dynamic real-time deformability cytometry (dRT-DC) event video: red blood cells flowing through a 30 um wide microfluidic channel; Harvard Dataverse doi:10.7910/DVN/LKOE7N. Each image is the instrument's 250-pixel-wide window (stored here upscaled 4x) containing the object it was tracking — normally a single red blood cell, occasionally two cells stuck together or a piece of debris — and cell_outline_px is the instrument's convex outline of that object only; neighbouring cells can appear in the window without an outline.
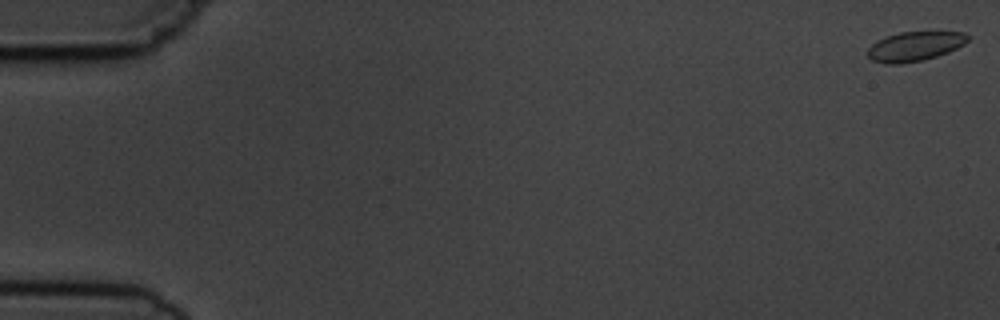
{"species": "common noctule bat (a hibernating species)", "species_latin": "Nyctalus noctula", "temperature_condition": "cold", "stored_images_in_passage": 8, "camera_frame_rate_fps": 3000, "um_per_image_px": 0.085, "animal": {"sex": "male", "body_mass_g": 19.5, "forearm_length_mm": 54.6}, "frame": {"image": 1, "passage_image": 1, "time_ms": 0.0, "image_size_px": [1000, 320], "cell_outline_px": [[972, 36], [964, 44], [948, 52], [924, 60], [900, 64], [884, 64], [872, 60], [868, 56], [868, 48], [876, 40], [900, 32], [936, 28], [964, 32]], "centroid_in_image_um": [77.84, 3.87], "position_along_channel_um": 7.2, "area_um2": 18.15}}
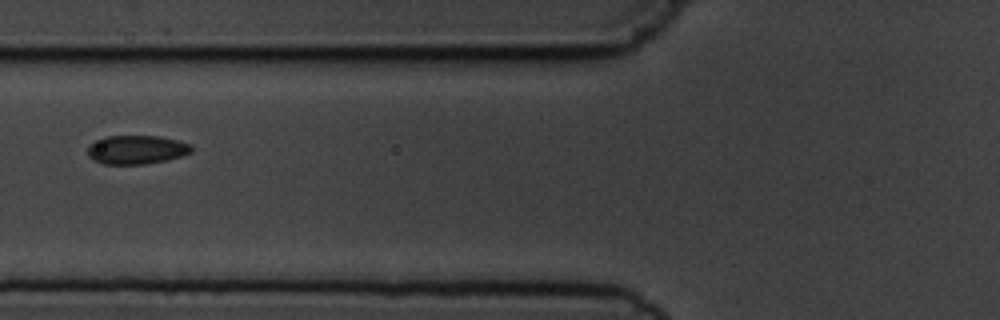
{"frame": {"image": 2, "passage_image": 7, "time_ms": 7.0, "image_size_px": [1000, 320], "cell_outline_px": [[192, 152], [168, 160], [144, 164], [104, 164], [92, 160], [88, 156], [88, 144], [104, 136], [160, 136], [192, 144]], "centroid_in_image_um": [11.58, 12.72], "position_along_channel_um": 114.2, "area_um2": 17.57}}
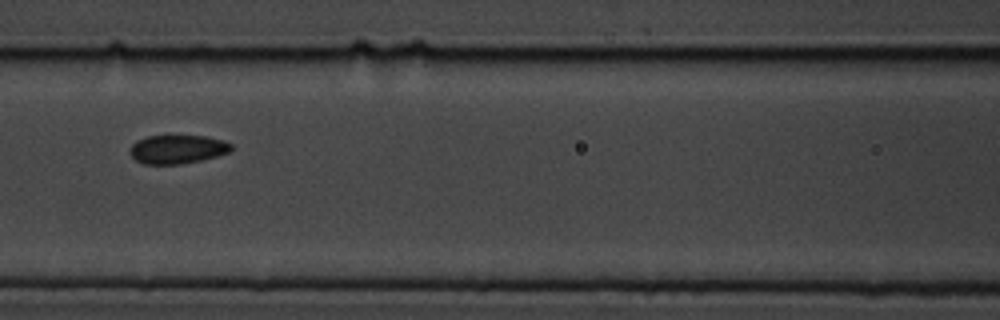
{"frame": {"image": 3, "passage_image": 8, "time_ms": 8.0, "image_size_px": [1000, 320], "cell_outline_px": [[232, 148], [228, 152], [216, 156], [200, 160], [180, 164], [144, 164], [136, 160], [132, 156], [132, 144], [136, 140], [148, 136], [204, 136], [224, 140], [232, 144]], "centroid_in_image_um": [15.09, 12.68], "position_along_channel_um": 151.5, "area_um2": 16.7}}